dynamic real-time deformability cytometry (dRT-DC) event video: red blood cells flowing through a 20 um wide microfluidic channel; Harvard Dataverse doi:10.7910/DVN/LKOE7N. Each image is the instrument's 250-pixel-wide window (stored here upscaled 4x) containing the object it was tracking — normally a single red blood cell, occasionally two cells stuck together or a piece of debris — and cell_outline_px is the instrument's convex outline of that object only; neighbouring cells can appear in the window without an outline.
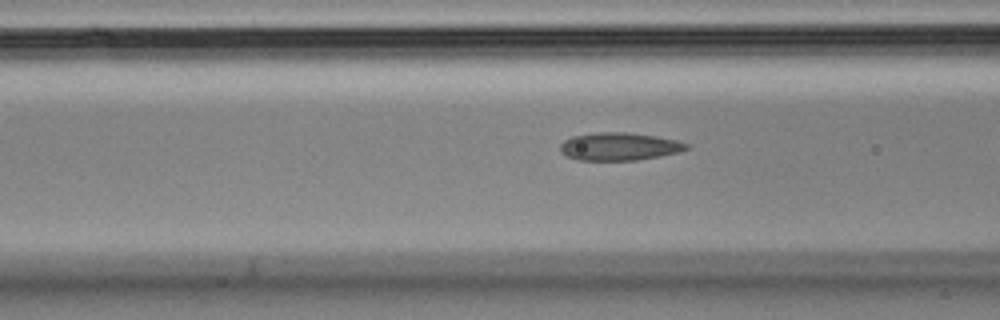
{"species": "Egyptian fruit bat (a non-hibernating species)", "species_latin": "Rousettus aegyptiacus", "temperature_condition": "cold", "stored_images_in_passage": 22, "camera_frame_rate_fps": 3000, "um_per_image_px": 0.085, "animal": {"sex": "male"}, "frame": {"image": 1, "passage_image": 17, "time_ms": 5.333, "image_size_px": [1000, 320], "cell_outline_px": [[688, 148], [680, 152], [660, 156], [636, 160], [576, 160], [560, 152], [560, 144], [564, 140], [572, 136], [600, 132], [624, 132], [656, 136], [676, 140], [688, 144]], "centroid_in_image_um": [52.62, 12.45], "position_along_channel_um": 114.0, "area_um2": 20.4}}
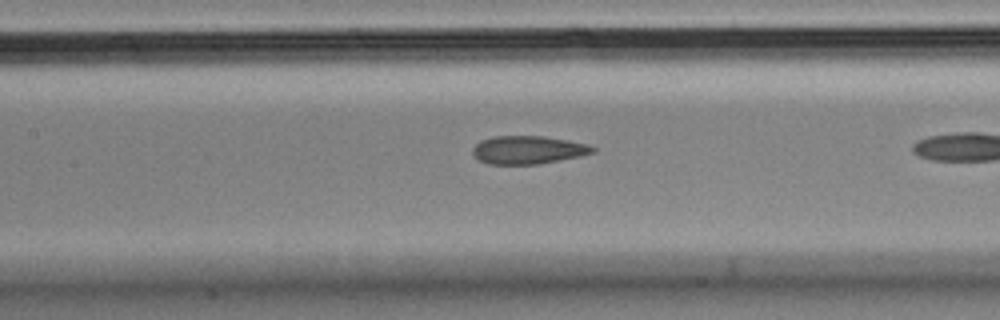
{"frame": {"image": 2, "passage_image": 21, "time_ms": 6.667, "image_size_px": [1000, 320], "cell_outline_px": [[596, 152], [580, 156], [536, 164], [488, 164], [480, 160], [472, 152], [472, 148], [480, 140], [492, 136], [544, 136], [568, 140], [588, 144], [596, 148]], "centroid_in_image_um": [44.89, 12.73], "position_along_channel_um": 162.5, "area_um2": 19.65}}